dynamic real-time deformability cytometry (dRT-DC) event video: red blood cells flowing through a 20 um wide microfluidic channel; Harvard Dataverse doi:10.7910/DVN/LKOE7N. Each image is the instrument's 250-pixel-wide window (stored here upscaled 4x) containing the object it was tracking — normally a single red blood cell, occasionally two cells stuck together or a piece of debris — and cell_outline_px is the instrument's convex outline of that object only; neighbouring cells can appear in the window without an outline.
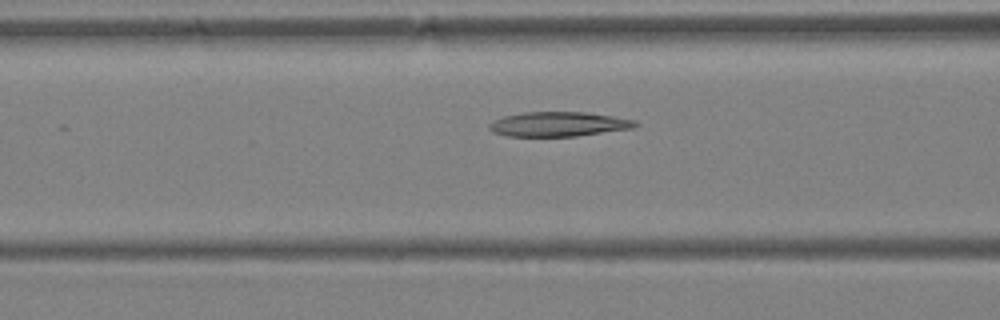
{"species": "Egyptian fruit bat (a non-hibernating species)", "species_latin": "Rousettus aegyptiacus", "temperature_condition": "warm", "stored_images_in_passage": 38, "camera_frame_rate_fps": 3000, "um_per_image_px": 0.085, "animal": {"sex": "female"}, "frame": {"image": 1, "passage_image": 14, "time_ms": 4.333, "image_size_px": [1000, 320], "cell_outline_px": [[640, 124], [632, 128], [576, 136], [508, 136], [492, 132], [488, 128], [488, 124], [492, 120], [504, 116], [524, 112], [584, 112], [612, 116], [636, 120]], "centroid_in_image_um": [47.44, 10.55], "position_along_channel_um": 119.2, "area_um2": 20.92}}
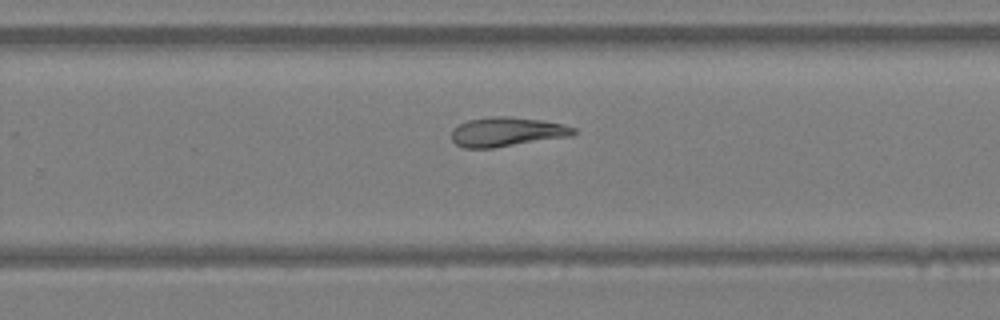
{"frame": {"image": 2, "passage_image": 24, "time_ms": 7.667, "image_size_px": [1000, 320], "cell_outline_px": [[576, 132], [572, 136], [492, 148], [464, 148], [456, 144], [452, 140], [452, 128], [468, 120], [492, 116], [504, 116], [544, 120], [564, 124], [576, 128]], "centroid_in_image_um": [43.1, 11.2], "position_along_channel_um": 286.7, "area_um2": 20.92}}
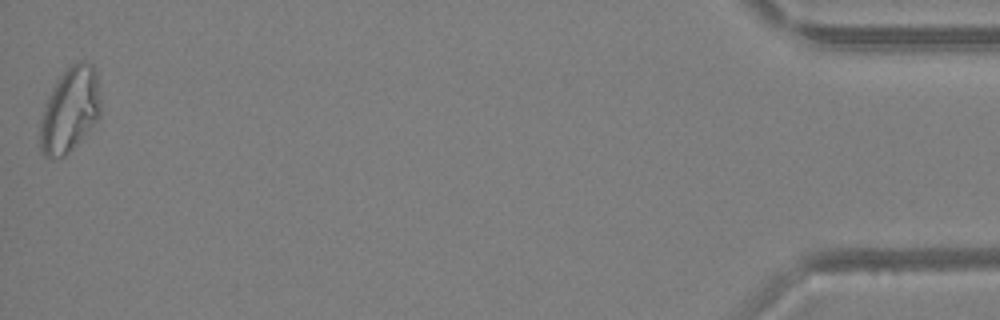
{"frame": {"image": 3, "passage_image": 38, "time_ms": 12.333, "image_size_px": [1000, 320], "cell_outline_px": [[100, 116], [72, 148], [64, 156], [44, 156], [40, 148], [40, 120], [44, 104], [56, 80], [72, 64], [80, 60], [84, 60], [92, 64], [96, 72], [100, 100]], "centroid_in_image_um": [5.93, 9.3], "position_along_channel_um": 429.3, "area_um2": 29.54}}